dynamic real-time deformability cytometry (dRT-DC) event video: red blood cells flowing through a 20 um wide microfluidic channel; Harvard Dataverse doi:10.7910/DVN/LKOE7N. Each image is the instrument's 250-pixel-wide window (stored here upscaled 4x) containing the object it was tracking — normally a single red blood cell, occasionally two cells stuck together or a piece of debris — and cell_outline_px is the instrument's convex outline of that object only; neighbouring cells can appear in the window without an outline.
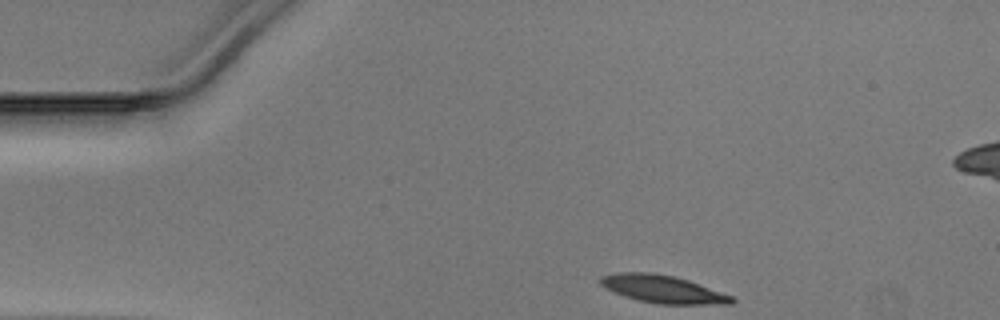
{"species": "Egyptian fruit bat (a non-hibernating species)", "species_latin": "Rousettus aegyptiacus", "temperature_condition": "warm", "stored_images_in_passage": 33, "camera_frame_rate_fps": 3000, "um_per_image_px": 0.085, "animal": {"sex": "male"}, "frame": {"image": 1, "passage_image": 1, "time_ms": 0.0, "image_size_px": [1000, 320], "cell_outline_px": [[736, 300], [732, 304], [660, 304], [640, 300], [604, 288], [600, 284], [600, 276], [616, 272], [652, 272], [676, 276], [688, 280], [732, 296]], "centroid_in_image_um": [56.34, 24.56], "position_along_channel_um": 28.7, "area_um2": 21.04}}
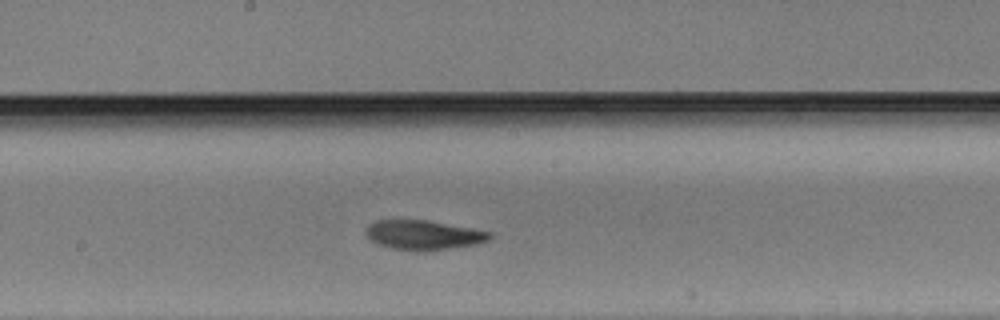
{"frame": {"image": 2, "passage_image": 19, "time_ms": 6.0, "image_size_px": [1000, 320], "cell_outline_px": [[492, 236], [488, 240], [476, 244], [424, 252], [416, 252], [392, 248], [376, 244], [364, 232], [368, 224], [376, 220], [428, 220], [472, 228], [492, 232]], "centroid_in_image_um": [35.98, 19.98], "position_along_channel_um": 212.2, "area_um2": 21.5}}
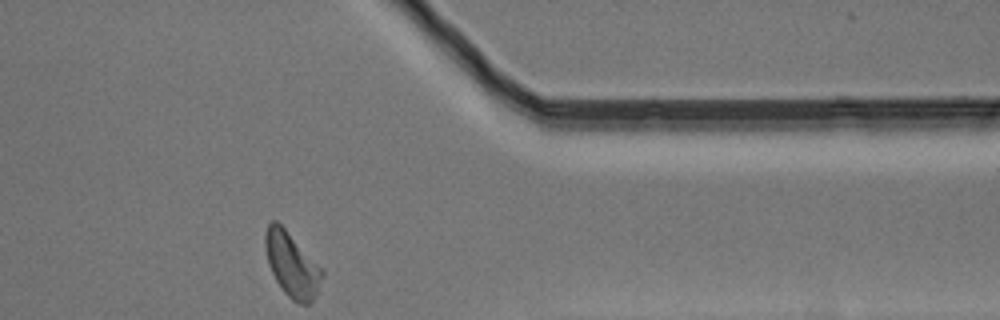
{"frame": {"image": 3, "passage_image": 33, "time_ms": 10.667, "image_size_px": [1000, 320], "cell_outline_px": [[324, 276], [312, 300], [308, 304], [300, 304], [292, 300], [284, 292], [276, 280], [268, 264], [264, 244], [264, 232], [268, 224], [272, 220], [276, 220], [284, 228], [324, 272]], "centroid_in_image_um": [24.77, 22.5], "position_along_channel_um": 386.6, "area_um2": 20.87}}